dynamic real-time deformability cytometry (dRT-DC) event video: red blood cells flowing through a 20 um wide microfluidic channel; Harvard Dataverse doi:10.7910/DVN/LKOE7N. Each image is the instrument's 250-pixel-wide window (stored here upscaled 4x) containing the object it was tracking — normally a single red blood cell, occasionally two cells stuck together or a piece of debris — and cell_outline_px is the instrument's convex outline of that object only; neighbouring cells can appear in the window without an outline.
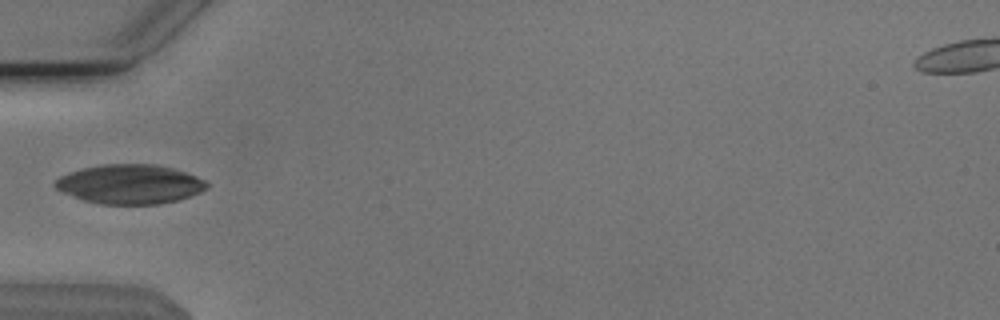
{"species": "Egyptian fruit bat (a non-hibernating species)", "species_latin": "Rousettus aegyptiacus", "temperature_condition": "cold", "stored_images_in_passage": 36, "camera_frame_rate_fps": 3000, "um_per_image_px": 0.085, "animal": {"sex": "male"}, "frame": {"image": 1, "passage_image": 1, "time_ms": 0.0, "image_size_px": [1000, 320], "cell_outline_px": [[208, 188], [200, 192], [176, 200], [160, 204], [100, 204], [84, 200], [72, 196], [56, 188], [52, 184], [60, 176], [68, 172], [100, 164], [156, 164], [172, 168], [196, 176], [204, 180], [208, 184]], "centroid_in_image_um": [11.02, 15.65], "position_along_channel_um": 74.0, "area_um2": 34.62}}
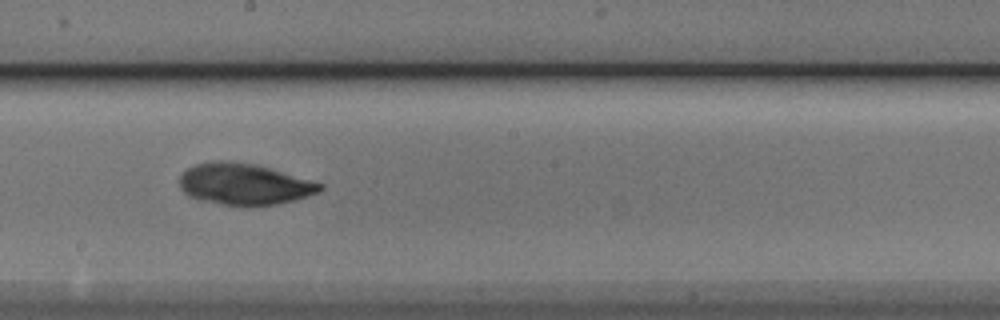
{"frame": {"image": 2, "passage_image": 13, "time_ms": 4.0, "image_size_px": [1000, 320], "cell_outline_px": [[324, 188], [308, 196], [276, 204], [248, 208], [220, 204], [200, 200], [188, 196], [180, 188], [180, 176], [188, 168], [196, 164], [212, 160], [228, 160], [256, 164], [324, 184]], "centroid_in_image_um": [20.73, 15.66], "position_along_channel_um": 227.5, "area_um2": 34.22}}
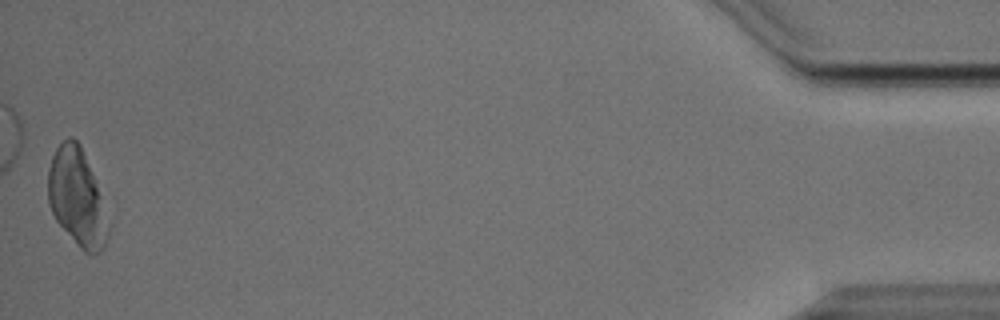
{"frame": {"image": 3, "passage_image": 36, "time_ms": 11.667, "image_size_px": [1000, 320], "cell_outline_px": [[112, 228], [104, 248], [100, 252], [84, 252], [80, 248], [56, 220], [52, 212], [48, 200], [48, 168], [52, 156], [56, 148], [68, 136], [72, 136], [80, 144], [112, 224]], "centroid_in_image_um": [6.57, 16.82], "position_along_channel_um": 428.6, "area_um2": 34.16}}